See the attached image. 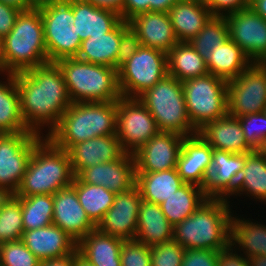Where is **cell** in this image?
Segmentation results:
<instances>
[{"label": "cell", "mask_w": 266, "mask_h": 266, "mask_svg": "<svg viewBox=\"0 0 266 266\" xmlns=\"http://www.w3.org/2000/svg\"><path fill=\"white\" fill-rule=\"evenodd\" d=\"M14 76L25 126L41 135L40 127L50 125L49 134L72 104L62 70L48 62Z\"/></svg>", "instance_id": "1"}, {"label": "cell", "mask_w": 266, "mask_h": 266, "mask_svg": "<svg viewBox=\"0 0 266 266\" xmlns=\"http://www.w3.org/2000/svg\"><path fill=\"white\" fill-rule=\"evenodd\" d=\"M228 203L226 198H207L191 216L173 226V240L185 249L227 248L233 215Z\"/></svg>", "instance_id": "2"}, {"label": "cell", "mask_w": 266, "mask_h": 266, "mask_svg": "<svg viewBox=\"0 0 266 266\" xmlns=\"http://www.w3.org/2000/svg\"><path fill=\"white\" fill-rule=\"evenodd\" d=\"M116 124L117 101L75 102L46 137L56 147L67 151L76 143L116 134Z\"/></svg>", "instance_id": "3"}, {"label": "cell", "mask_w": 266, "mask_h": 266, "mask_svg": "<svg viewBox=\"0 0 266 266\" xmlns=\"http://www.w3.org/2000/svg\"><path fill=\"white\" fill-rule=\"evenodd\" d=\"M3 72L16 74L48 63L39 8L20 11L14 27L2 39Z\"/></svg>", "instance_id": "4"}, {"label": "cell", "mask_w": 266, "mask_h": 266, "mask_svg": "<svg viewBox=\"0 0 266 266\" xmlns=\"http://www.w3.org/2000/svg\"><path fill=\"white\" fill-rule=\"evenodd\" d=\"M74 173L69 154L56 147L47 137L35 146L16 197L40 194L54 195L73 183Z\"/></svg>", "instance_id": "5"}, {"label": "cell", "mask_w": 266, "mask_h": 266, "mask_svg": "<svg viewBox=\"0 0 266 266\" xmlns=\"http://www.w3.org/2000/svg\"><path fill=\"white\" fill-rule=\"evenodd\" d=\"M62 70L72 103L115 102L122 96L118 69L73 58L56 62Z\"/></svg>", "instance_id": "6"}, {"label": "cell", "mask_w": 266, "mask_h": 266, "mask_svg": "<svg viewBox=\"0 0 266 266\" xmlns=\"http://www.w3.org/2000/svg\"><path fill=\"white\" fill-rule=\"evenodd\" d=\"M138 99L151 113L160 132H174L184 137L198 133L188 116L182 82L175 77L167 74Z\"/></svg>", "instance_id": "7"}, {"label": "cell", "mask_w": 266, "mask_h": 266, "mask_svg": "<svg viewBox=\"0 0 266 266\" xmlns=\"http://www.w3.org/2000/svg\"><path fill=\"white\" fill-rule=\"evenodd\" d=\"M167 74L166 53L130 40L118 68L121 96L138 98Z\"/></svg>", "instance_id": "8"}, {"label": "cell", "mask_w": 266, "mask_h": 266, "mask_svg": "<svg viewBox=\"0 0 266 266\" xmlns=\"http://www.w3.org/2000/svg\"><path fill=\"white\" fill-rule=\"evenodd\" d=\"M227 84L210 73L182 82L188 116L197 131L228 114Z\"/></svg>", "instance_id": "9"}, {"label": "cell", "mask_w": 266, "mask_h": 266, "mask_svg": "<svg viewBox=\"0 0 266 266\" xmlns=\"http://www.w3.org/2000/svg\"><path fill=\"white\" fill-rule=\"evenodd\" d=\"M38 8L44 28L48 62L76 57L82 41L73 25L72 0H53Z\"/></svg>", "instance_id": "10"}, {"label": "cell", "mask_w": 266, "mask_h": 266, "mask_svg": "<svg viewBox=\"0 0 266 266\" xmlns=\"http://www.w3.org/2000/svg\"><path fill=\"white\" fill-rule=\"evenodd\" d=\"M43 135L34 132L0 134V190L14 195Z\"/></svg>", "instance_id": "11"}, {"label": "cell", "mask_w": 266, "mask_h": 266, "mask_svg": "<svg viewBox=\"0 0 266 266\" xmlns=\"http://www.w3.org/2000/svg\"><path fill=\"white\" fill-rule=\"evenodd\" d=\"M228 114L239 118L266 109V67L252 63L227 84Z\"/></svg>", "instance_id": "12"}, {"label": "cell", "mask_w": 266, "mask_h": 266, "mask_svg": "<svg viewBox=\"0 0 266 266\" xmlns=\"http://www.w3.org/2000/svg\"><path fill=\"white\" fill-rule=\"evenodd\" d=\"M159 132L155 119L138 98L122 96L117 101L116 135L125 152L133 154Z\"/></svg>", "instance_id": "13"}, {"label": "cell", "mask_w": 266, "mask_h": 266, "mask_svg": "<svg viewBox=\"0 0 266 266\" xmlns=\"http://www.w3.org/2000/svg\"><path fill=\"white\" fill-rule=\"evenodd\" d=\"M229 38L252 61L262 63L266 58V20L251 7L226 15Z\"/></svg>", "instance_id": "14"}, {"label": "cell", "mask_w": 266, "mask_h": 266, "mask_svg": "<svg viewBox=\"0 0 266 266\" xmlns=\"http://www.w3.org/2000/svg\"><path fill=\"white\" fill-rule=\"evenodd\" d=\"M130 40L129 24L121 20L110 32L83 40L76 58L118 69Z\"/></svg>", "instance_id": "15"}, {"label": "cell", "mask_w": 266, "mask_h": 266, "mask_svg": "<svg viewBox=\"0 0 266 266\" xmlns=\"http://www.w3.org/2000/svg\"><path fill=\"white\" fill-rule=\"evenodd\" d=\"M184 136L159 132L133 153L136 173H153L177 168Z\"/></svg>", "instance_id": "16"}, {"label": "cell", "mask_w": 266, "mask_h": 266, "mask_svg": "<svg viewBox=\"0 0 266 266\" xmlns=\"http://www.w3.org/2000/svg\"><path fill=\"white\" fill-rule=\"evenodd\" d=\"M141 202V193L137 186L126 192L116 194L112 206L96 228L123 240H134Z\"/></svg>", "instance_id": "17"}, {"label": "cell", "mask_w": 266, "mask_h": 266, "mask_svg": "<svg viewBox=\"0 0 266 266\" xmlns=\"http://www.w3.org/2000/svg\"><path fill=\"white\" fill-rule=\"evenodd\" d=\"M131 41L166 54L179 42L174 34L169 13L149 11L128 21Z\"/></svg>", "instance_id": "18"}, {"label": "cell", "mask_w": 266, "mask_h": 266, "mask_svg": "<svg viewBox=\"0 0 266 266\" xmlns=\"http://www.w3.org/2000/svg\"><path fill=\"white\" fill-rule=\"evenodd\" d=\"M77 177L86 184L101 185L119 194L136 186L134 155L125 152L119 159L83 169Z\"/></svg>", "instance_id": "19"}, {"label": "cell", "mask_w": 266, "mask_h": 266, "mask_svg": "<svg viewBox=\"0 0 266 266\" xmlns=\"http://www.w3.org/2000/svg\"><path fill=\"white\" fill-rule=\"evenodd\" d=\"M212 153L213 148L198 133L184 137L177 161L180 178L205 189L212 168Z\"/></svg>", "instance_id": "20"}, {"label": "cell", "mask_w": 266, "mask_h": 266, "mask_svg": "<svg viewBox=\"0 0 266 266\" xmlns=\"http://www.w3.org/2000/svg\"><path fill=\"white\" fill-rule=\"evenodd\" d=\"M53 224L64 230L77 243L96 228L80 204L72 184L53 195Z\"/></svg>", "instance_id": "21"}, {"label": "cell", "mask_w": 266, "mask_h": 266, "mask_svg": "<svg viewBox=\"0 0 266 266\" xmlns=\"http://www.w3.org/2000/svg\"><path fill=\"white\" fill-rule=\"evenodd\" d=\"M21 241L40 261L63 258L77 251V242L54 224L24 231Z\"/></svg>", "instance_id": "22"}, {"label": "cell", "mask_w": 266, "mask_h": 266, "mask_svg": "<svg viewBox=\"0 0 266 266\" xmlns=\"http://www.w3.org/2000/svg\"><path fill=\"white\" fill-rule=\"evenodd\" d=\"M245 154L213 149L212 168L205 188L208 198H230L244 167Z\"/></svg>", "instance_id": "23"}, {"label": "cell", "mask_w": 266, "mask_h": 266, "mask_svg": "<svg viewBox=\"0 0 266 266\" xmlns=\"http://www.w3.org/2000/svg\"><path fill=\"white\" fill-rule=\"evenodd\" d=\"M67 153L72 171L77 176L85 168L119 159L125 151L121 148L117 135L111 134L76 143Z\"/></svg>", "instance_id": "24"}, {"label": "cell", "mask_w": 266, "mask_h": 266, "mask_svg": "<svg viewBox=\"0 0 266 266\" xmlns=\"http://www.w3.org/2000/svg\"><path fill=\"white\" fill-rule=\"evenodd\" d=\"M198 134L213 148L235 154L254 151L246 142L238 118L229 114L206 123Z\"/></svg>", "instance_id": "25"}, {"label": "cell", "mask_w": 266, "mask_h": 266, "mask_svg": "<svg viewBox=\"0 0 266 266\" xmlns=\"http://www.w3.org/2000/svg\"><path fill=\"white\" fill-rule=\"evenodd\" d=\"M72 10L73 25L81 41L110 32L122 20L117 12L83 0H72Z\"/></svg>", "instance_id": "26"}, {"label": "cell", "mask_w": 266, "mask_h": 266, "mask_svg": "<svg viewBox=\"0 0 266 266\" xmlns=\"http://www.w3.org/2000/svg\"><path fill=\"white\" fill-rule=\"evenodd\" d=\"M168 13L179 42H189L212 17L205 0H179Z\"/></svg>", "instance_id": "27"}, {"label": "cell", "mask_w": 266, "mask_h": 266, "mask_svg": "<svg viewBox=\"0 0 266 266\" xmlns=\"http://www.w3.org/2000/svg\"><path fill=\"white\" fill-rule=\"evenodd\" d=\"M123 239L93 229L77 243L78 253L94 266H121Z\"/></svg>", "instance_id": "28"}, {"label": "cell", "mask_w": 266, "mask_h": 266, "mask_svg": "<svg viewBox=\"0 0 266 266\" xmlns=\"http://www.w3.org/2000/svg\"><path fill=\"white\" fill-rule=\"evenodd\" d=\"M135 240L149 246L173 240V225L166 219L160 205L142 200Z\"/></svg>", "instance_id": "29"}, {"label": "cell", "mask_w": 266, "mask_h": 266, "mask_svg": "<svg viewBox=\"0 0 266 266\" xmlns=\"http://www.w3.org/2000/svg\"><path fill=\"white\" fill-rule=\"evenodd\" d=\"M251 64L252 61L230 38L219 47L214 48L206 62L210 74L221 77L226 81L236 78Z\"/></svg>", "instance_id": "30"}, {"label": "cell", "mask_w": 266, "mask_h": 266, "mask_svg": "<svg viewBox=\"0 0 266 266\" xmlns=\"http://www.w3.org/2000/svg\"><path fill=\"white\" fill-rule=\"evenodd\" d=\"M184 184L177 168L153 173H136V186L140 190L142 200L158 205Z\"/></svg>", "instance_id": "31"}, {"label": "cell", "mask_w": 266, "mask_h": 266, "mask_svg": "<svg viewBox=\"0 0 266 266\" xmlns=\"http://www.w3.org/2000/svg\"><path fill=\"white\" fill-rule=\"evenodd\" d=\"M207 198L205 189L185 183L160 206L166 219L174 226L191 216Z\"/></svg>", "instance_id": "32"}, {"label": "cell", "mask_w": 266, "mask_h": 266, "mask_svg": "<svg viewBox=\"0 0 266 266\" xmlns=\"http://www.w3.org/2000/svg\"><path fill=\"white\" fill-rule=\"evenodd\" d=\"M168 75L183 82L208 74L206 62L189 42H178L167 54Z\"/></svg>", "instance_id": "33"}, {"label": "cell", "mask_w": 266, "mask_h": 266, "mask_svg": "<svg viewBox=\"0 0 266 266\" xmlns=\"http://www.w3.org/2000/svg\"><path fill=\"white\" fill-rule=\"evenodd\" d=\"M247 193L255 199L266 201V157L254 150L245 154L244 167L238 177L237 187L230 195Z\"/></svg>", "instance_id": "34"}, {"label": "cell", "mask_w": 266, "mask_h": 266, "mask_svg": "<svg viewBox=\"0 0 266 266\" xmlns=\"http://www.w3.org/2000/svg\"><path fill=\"white\" fill-rule=\"evenodd\" d=\"M238 246L247 258L266 255V226L232 216L230 245Z\"/></svg>", "instance_id": "35"}, {"label": "cell", "mask_w": 266, "mask_h": 266, "mask_svg": "<svg viewBox=\"0 0 266 266\" xmlns=\"http://www.w3.org/2000/svg\"><path fill=\"white\" fill-rule=\"evenodd\" d=\"M7 77V83L0 82V134L32 132L25 126L21 116L15 76L7 74Z\"/></svg>", "instance_id": "36"}, {"label": "cell", "mask_w": 266, "mask_h": 266, "mask_svg": "<svg viewBox=\"0 0 266 266\" xmlns=\"http://www.w3.org/2000/svg\"><path fill=\"white\" fill-rule=\"evenodd\" d=\"M72 185L88 218L97 226L112 206L116 194L101 185L86 184L77 176L74 177Z\"/></svg>", "instance_id": "37"}, {"label": "cell", "mask_w": 266, "mask_h": 266, "mask_svg": "<svg viewBox=\"0 0 266 266\" xmlns=\"http://www.w3.org/2000/svg\"><path fill=\"white\" fill-rule=\"evenodd\" d=\"M21 201L24 231L53 224V195L17 197Z\"/></svg>", "instance_id": "38"}, {"label": "cell", "mask_w": 266, "mask_h": 266, "mask_svg": "<svg viewBox=\"0 0 266 266\" xmlns=\"http://www.w3.org/2000/svg\"><path fill=\"white\" fill-rule=\"evenodd\" d=\"M229 38V28L225 17L212 16L200 32L190 39L189 43L201 55L205 62L211 51Z\"/></svg>", "instance_id": "39"}, {"label": "cell", "mask_w": 266, "mask_h": 266, "mask_svg": "<svg viewBox=\"0 0 266 266\" xmlns=\"http://www.w3.org/2000/svg\"><path fill=\"white\" fill-rule=\"evenodd\" d=\"M23 232L21 201L10 195L0 210V244L21 240Z\"/></svg>", "instance_id": "40"}, {"label": "cell", "mask_w": 266, "mask_h": 266, "mask_svg": "<svg viewBox=\"0 0 266 266\" xmlns=\"http://www.w3.org/2000/svg\"><path fill=\"white\" fill-rule=\"evenodd\" d=\"M40 262L21 240L0 244V266H39Z\"/></svg>", "instance_id": "41"}, {"label": "cell", "mask_w": 266, "mask_h": 266, "mask_svg": "<svg viewBox=\"0 0 266 266\" xmlns=\"http://www.w3.org/2000/svg\"><path fill=\"white\" fill-rule=\"evenodd\" d=\"M247 144L253 150H260L266 140L265 111L238 118Z\"/></svg>", "instance_id": "42"}, {"label": "cell", "mask_w": 266, "mask_h": 266, "mask_svg": "<svg viewBox=\"0 0 266 266\" xmlns=\"http://www.w3.org/2000/svg\"><path fill=\"white\" fill-rule=\"evenodd\" d=\"M185 248L175 240L151 246V266H181Z\"/></svg>", "instance_id": "43"}, {"label": "cell", "mask_w": 266, "mask_h": 266, "mask_svg": "<svg viewBox=\"0 0 266 266\" xmlns=\"http://www.w3.org/2000/svg\"><path fill=\"white\" fill-rule=\"evenodd\" d=\"M151 246L137 240H123L121 245V266H151Z\"/></svg>", "instance_id": "44"}, {"label": "cell", "mask_w": 266, "mask_h": 266, "mask_svg": "<svg viewBox=\"0 0 266 266\" xmlns=\"http://www.w3.org/2000/svg\"><path fill=\"white\" fill-rule=\"evenodd\" d=\"M181 266H218V251L186 249Z\"/></svg>", "instance_id": "45"}, {"label": "cell", "mask_w": 266, "mask_h": 266, "mask_svg": "<svg viewBox=\"0 0 266 266\" xmlns=\"http://www.w3.org/2000/svg\"><path fill=\"white\" fill-rule=\"evenodd\" d=\"M205 3L212 16L219 17H226V15L249 7V0H205Z\"/></svg>", "instance_id": "46"}, {"label": "cell", "mask_w": 266, "mask_h": 266, "mask_svg": "<svg viewBox=\"0 0 266 266\" xmlns=\"http://www.w3.org/2000/svg\"><path fill=\"white\" fill-rule=\"evenodd\" d=\"M21 10L0 1V39L2 40L14 27Z\"/></svg>", "instance_id": "47"}, {"label": "cell", "mask_w": 266, "mask_h": 266, "mask_svg": "<svg viewBox=\"0 0 266 266\" xmlns=\"http://www.w3.org/2000/svg\"><path fill=\"white\" fill-rule=\"evenodd\" d=\"M150 11V0H124L122 20L128 22L135 16Z\"/></svg>", "instance_id": "48"}, {"label": "cell", "mask_w": 266, "mask_h": 266, "mask_svg": "<svg viewBox=\"0 0 266 266\" xmlns=\"http://www.w3.org/2000/svg\"><path fill=\"white\" fill-rule=\"evenodd\" d=\"M233 248L235 247L229 245L218 251V266H249L248 258L233 252Z\"/></svg>", "instance_id": "49"}, {"label": "cell", "mask_w": 266, "mask_h": 266, "mask_svg": "<svg viewBox=\"0 0 266 266\" xmlns=\"http://www.w3.org/2000/svg\"><path fill=\"white\" fill-rule=\"evenodd\" d=\"M99 8H105L117 12L122 19V7L124 0H83Z\"/></svg>", "instance_id": "50"}, {"label": "cell", "mask_w": 266, "mask_h": 266, "mask_svg": "<svg viewBox=\"0 0 266 266\" xmlns=\"http://www.w3.org/2000/svg\"><path fill=\"white\" fill-rule=\"evenodd\" d=\"M39 266H75V253L63 258L41 261Z\"/></svg>", "instance_id": "51"}, {"label": "cell", "mask_w": 266, "mask_h": 266, "mask_svg": "<svg viewBox=\"0 0 266 266\" xmlns=\"http://www.w3.org/2000/svg\"><path fill=\"white\" fill-rule=\"evenodd\" d=\"M179 0H150V11L168 13L171 7Z\"/></svg>", "instance_id": "52"}, {"label": "cell", "mask_w": 266, "mask_h": 266, "mask_svg": "<svg viewBox=\"0 0 266 266\" xmlns=\"http://www.w3.org/2000/svg\"><path fill=\"white\" fill-rule=\"evenodd\" d=\"M249 7L266 20V0H249Z\"/></svg>", "instance_id": "53"}, {"label": "cell", "mask_w": 266, "mask_h": 266, "mask_svg": "<svg viewBox=\"0 0 266 266\" xmlns=\"http://www.w3.org/2000/svg\"><path fill=\"white\" fill-rule=\"evenodd\" d=\"M4 4L11 5L21 11L34 8L28 0H0Z\"/></svg>", "instance_id": "54"}, {"label": "cell", "mask_w": 266, "mask_h": 266, "mask_svg": "<svg viewBox=\"0 0 266 266\" xmlns=\"http://www.w3.org/2000/svg\"><path fill=\"white\" fill-rule=\"evenodd\" d=\"M249 266H266V255L248 258Z\"/></svg>", "instance_id": "55"}, {"label": "cell", "mask_w": 266, "mask_h": 266, "mask_svg": "<svg viewBox=\"0 0 266 266\" xmlns=\"http://www.w3.org/2000/svg\"><path fill=\"white\" fill-rule=\"evenodd\" d=\"M75 266H94L84 259L78 251L75 252Z\"/></svg>", "instance_id": "56"}, {"label": "cell", "mask_w": 266, "mask_h": 266, "mask_svg": "<svg viewBox=\"0 0 266 266\" xmlns=\"http://www.w3.org/2000/svg\"><path fill=\"white\" fill-rule=\"evenodd\" d=\"M53 0H28V2L34 7V8H38L41 7L43 5H46L48 3H50Z\"/></svg>", "instance_id": "57"}, {"label": "cell", "mask_w": 266, "mask_h": 266, "mask_svg": "<svg viewBox=\"0 0 266 266\" xmlns=\"http://www.w3.org/2000/svg\"><path fill=\"white\" fill-rule=\"evenodd\" d=\"M10 196L6 191L0 190V210L5 200Z\"/></svg>", "instance_id": "58"}, {"label": "cell", "mask_w": 266, "mask_h": 266, "mask_svg": "<svg viewBox=\"0 0 266 266\" xmlns=\"http://www.w3.org/2000/svg\"><path fill=\"white\" fill-rule=\"evenodd\" d=\"M0 72H3V62H2V40L0 39Z\"/></svg>", "instance_id": "59"}, {"label": "cell", "mask_w": 266, "mask_h": 266, "mask_svg": "<svg viewBox=\"0 0 266 266\" xmlns=\"http://www.w3.org/2000/svg\"><path fill=\"white\" fill-rule=\"evenodd\" d=\"M259 151L266 157V140Z\"/></svg>", "instance_id": "60"}, {"label": "cell", "mask_w": 266, "mask_h": 266, "mask_svg": "<svg viewBox=\"0 0 266 266\" xmlns=\"http://www.w3.org/2000/svg\"><path fill=\"white\" fill-rule=\"evenodd\" d=\"M262 64L266 67V58L264 59V61L262 62Z\"/></svg>", "instance_id": "61"}]
</instances>
